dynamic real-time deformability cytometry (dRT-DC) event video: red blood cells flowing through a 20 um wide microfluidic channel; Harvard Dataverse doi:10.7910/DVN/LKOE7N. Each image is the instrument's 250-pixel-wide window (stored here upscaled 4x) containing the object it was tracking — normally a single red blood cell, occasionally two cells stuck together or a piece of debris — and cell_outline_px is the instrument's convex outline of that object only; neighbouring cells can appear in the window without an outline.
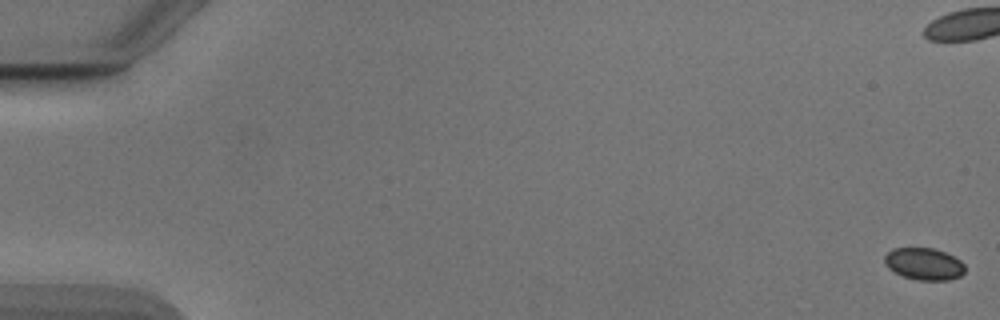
{"species": "Egyptian fruit bat (a non-hibernating species)", "species_latin": "Rousettus aegyptiacus", "temperature_condition": "cold", "stored_images_in_passage": 4, "camera_frame_rate_fps": 3000, "um_per_image_px": 0.085, "animal": {"sex": "male"}, "frame": {"image": 1, "passage_image": 1, "time_ms": 0.0, "image_size_px": [1000, 320], "cell_outline_px": [[964, 272], [960, 276], [948, 280], [916, 280], [904, 276], [888, 268], [884, 264], [884, 256], [892, 248], [932, 248], [944, 252], [960, 260], [964, 264]], "centroid_in_image_um": [78.52, 22.43], "position_along_channel_um": 6.5, "area_um2": 14.91}}